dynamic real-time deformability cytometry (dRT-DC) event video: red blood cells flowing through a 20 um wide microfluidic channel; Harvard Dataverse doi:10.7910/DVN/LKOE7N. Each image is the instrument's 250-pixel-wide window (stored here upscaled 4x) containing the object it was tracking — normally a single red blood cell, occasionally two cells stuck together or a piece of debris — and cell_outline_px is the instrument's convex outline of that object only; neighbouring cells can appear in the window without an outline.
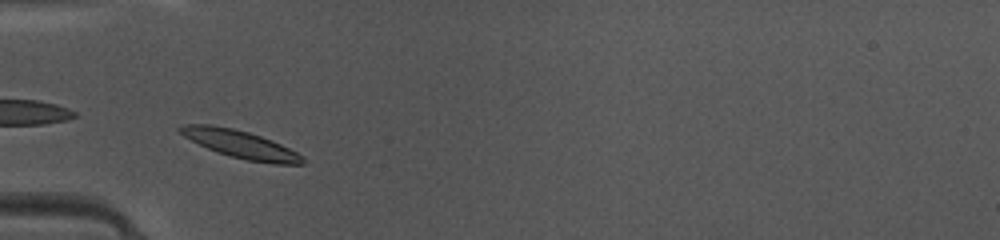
{"species": "common noctule bat (a hibernating species)", "species_latin": "Nyctalus noctula", "temperature_condition": "warm", "stored_images_in_passage": 38, "camera_frame_rate_fps": 3000, "um_per_image_px": 0.085, "animal": {"sex": "female", "body_mass_g": 10.0, "forearm_length_mm": 53.1}, "frame": {"image": 1, "passage_image": 6, "time_ms": 1.667, "image_size_px": [1000, 240], "cell_outline_px": [[304, 164], [272, 164], [248, 160], [228, 156], [216, 152], [184, 136], [176, 128], [184, 124], [212, 124], [232, 128], [248, 132], [260, 136], [280, 144], [296, 152], [304, 160]], "centroid_in_image_um": [20.4, 12.26], "position_along_channel_um": 64.6, "area_um2": 19.54}}
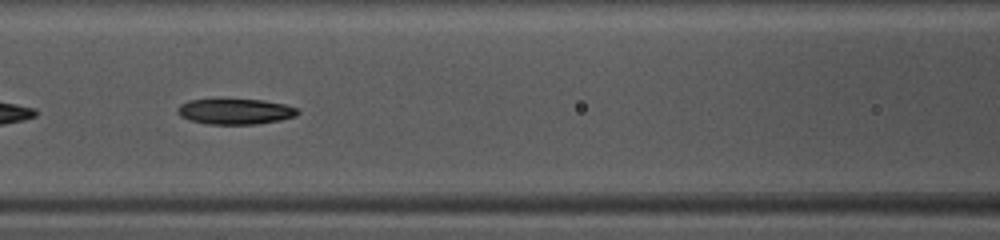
{"frame": {"image": 2, "passage_image": 12, "time_ms": 3.667, "image_size_px": [1000, 240], "cell_outline_px": [[300, 112], [296, 116], [280, 120], [256, 124], [208, 124], [192, 120], [180, 116], [176, 112], [176, 108], [180, 104], [188, 100], [264, 100], [284, 104], [296, 108]], "centroid_in_image_um": [19.99, 9.48], "position_along_channel_um": 146.6, "area_um2": 17.74}}
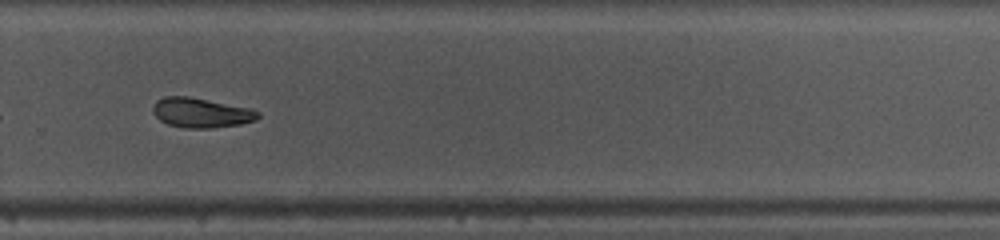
{"frame": {"image": 3, "passage_image": 24, "time_ms": 7.667, "image_size_px": [1000, 240], "cell_outline_px": [[260, 116], [256, 120], [240, 124], [212, 128], [184, 128], [168, 124], [160, 120], [152, 112], [152, 104], [156, 100], [164, 96], [188, 96], [248, 108], [260, 112]], "centroid_in_image_um": [17.05, 9.58], "position_along_channel_um": 312.8, "area_um2": 18.21}, "authors_computed_cell_mechanics": {"area_um2": 19.1318, "velocity_mm_per_s": 4.1704, "shape_relaxation_time_tau1_ms": 5.4112, "shape_relaxation_time_tau2_ms": 10.6696, "deformation_change_tau1": 0.1693, "deformation_change_tau2": 0.1814}}